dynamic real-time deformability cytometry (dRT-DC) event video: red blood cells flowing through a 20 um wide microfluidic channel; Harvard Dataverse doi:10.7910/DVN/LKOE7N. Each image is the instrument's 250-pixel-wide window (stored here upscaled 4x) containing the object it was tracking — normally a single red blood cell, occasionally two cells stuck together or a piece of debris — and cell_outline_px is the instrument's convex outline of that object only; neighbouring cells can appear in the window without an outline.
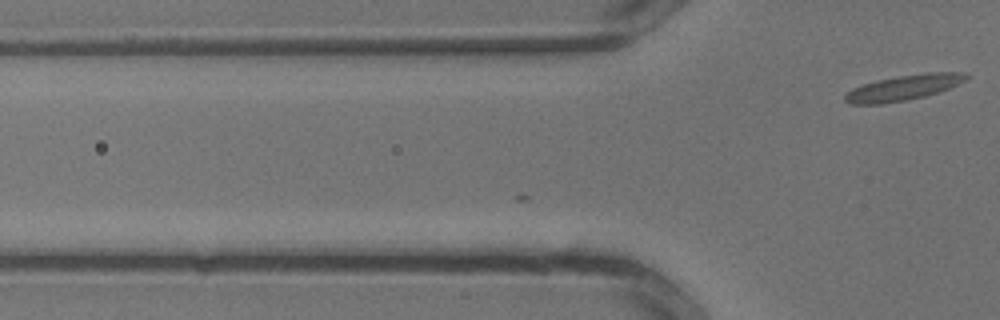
{"species": "common noctule bat (a hibernating species)", "species_latin": "Nyctalus noctula", "temperature_condition": "warm", "stored_images_in_passage": 2, "camera_frame_rate_fps": 3000, "um_per_image_px": 0.085, "animal": {"sex": "male", "body_mass_g": 13.3}, "frame": {"image": 1, "passage_image": 2, "time_ms": 0.333, "image_size_px": [1000, 320], "cell_outline_px": [[972, 76], [948, 88], [924, 96], [904, 100], [880, 104], [852, 104], [844, 100], [844, 96], [852, 88], [864, 84], [880, 80], [900, 76], [928, 72], [968, 72]], "centroid_in_image_um": [76.83, 7.44], "position_along_channel_um": 49.0, "area_um2": 17.51}}